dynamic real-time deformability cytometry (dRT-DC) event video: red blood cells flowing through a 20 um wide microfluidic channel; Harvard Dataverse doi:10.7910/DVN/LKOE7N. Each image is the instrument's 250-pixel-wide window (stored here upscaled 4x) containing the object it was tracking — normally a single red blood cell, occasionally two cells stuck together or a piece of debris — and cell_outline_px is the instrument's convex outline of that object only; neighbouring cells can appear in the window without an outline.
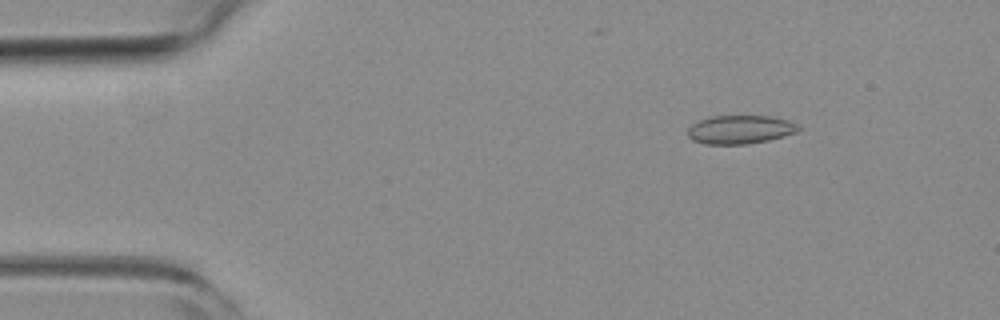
{"species": "common noctule bat (a hibernating species)", "species_latin": "Nyctalus noctula", "temperature_condition": "room temperature", "stored_images_in_passage": 51, "camera_frame_rate_fps": 3000, "um_per_image_px": 0.085, "animal": {"sex": "female", "body_mass_g": 19.3, "forearm_length_mm": 54.1}, "frame": {"image": 1, "passage_image": 4, "time_ms": 1.0, "image_size_px": [1000, 320], "cell_outline_px": [[800, 128], [796, 132], [784, 136], [768, 140], [748, 144], [704, 144], [692, 140], [688, 136], [688, 128], [692, 124], [700, 120], [712, 116], [772, 116], [788, 120], [796, 124]], "centroid_in_image_um": [62.9, 11.01], "position_along_channel_um": 22.1, "area_um2": 18.38}}
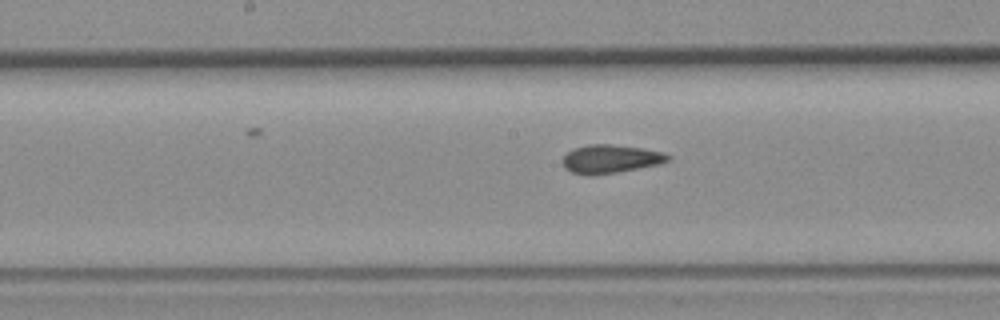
{"frame": {"image": 2, "passage_image": 24, "time_ms": 7.667, "image_size_px": [1000, 320], "cell_outline_px": [[672, 156], [668, 160], [660, 164], [616, 172], [592, 176], [588, 176], [572, 172], [564, 168], [560, 160], [572, 148], [588, 144], [608, 144], [644, 148], [664, 152]], "centroid_in_image_um": [51.86, 13.51], "position_along_channel_um": 196.3, "area_um2": 17.69}}
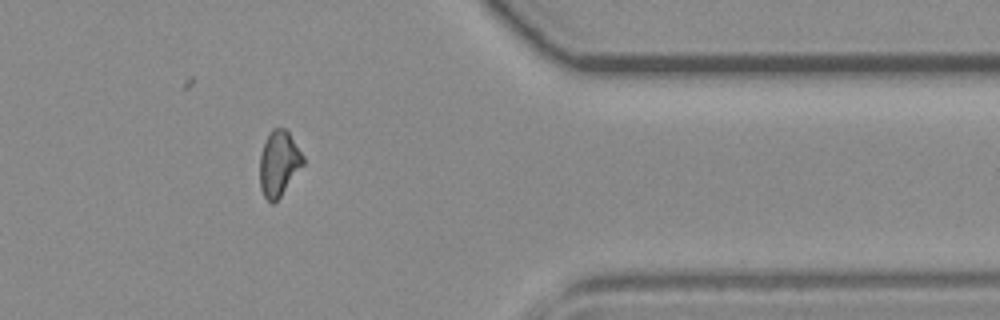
{"frame": {"image": 3, "passage_image": 41, "time_ms": 13.333, "image_size_px": [1000, 320], "cell_outline_px": [[304, 164], [280, 196], [272, 204], [264, 196], [260, 188], [260, 156], [264, 144], [272, 128], [284, 128], [288, 132], [304, 156]], "centroid_in_image_um": [23.7, 13.89], "position_along_channel_um": 387.7, "area_um2": 16.18}, "authors_computed_cell_mechanics": {"area_um2": 17.2822, "velocity_mm_per_s": 3.7374, "shape_relaxation_time_tau1_ms": null, "shape_relaxation_time_tau2_ms": 2.3497, "deformation_change_tau1": null, "deformation_change_tau2": 0.0639}}